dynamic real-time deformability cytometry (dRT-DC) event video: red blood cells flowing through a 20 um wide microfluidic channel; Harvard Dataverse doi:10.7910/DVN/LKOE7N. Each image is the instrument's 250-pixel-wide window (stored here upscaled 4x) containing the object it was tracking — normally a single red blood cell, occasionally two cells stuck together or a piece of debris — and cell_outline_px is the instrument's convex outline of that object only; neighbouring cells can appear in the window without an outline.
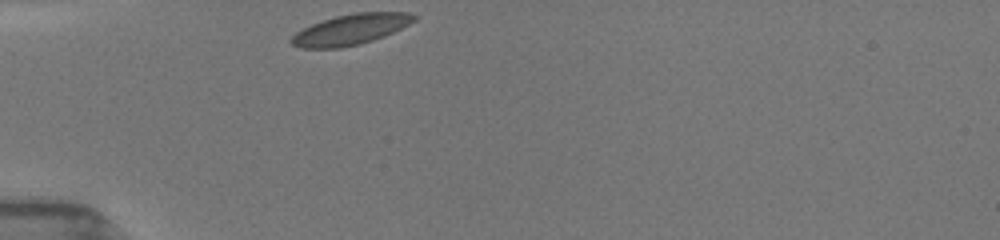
{"species": "common noctule bat (a hibernating species)", "species_latin": "Nyctalus noctula", "temperature_condition": "room temperature", "stored_images_in_passage": 21, "camera_frame_rate_fps": 3000, "um_per_image_px": 0.085, "animal": {"sex": "female", "body_mass_g": 19.5, "forearm_length_mm": 54.1}, "frame": {"image": 1, "passage_image": 1, "time_ms": 0.0, "image_size_px": [1000, 240], "cell_outline_px": [[416, 20], [384, 36], [360, 44], [340, 48], [300, 48], [292, 44], [288, 40], [296, 32], [312, 24], [336, 16], [356, 12], [408, 12], [416, 16]], "centroid_in_image_um": [29.78, 2.51], "position_along_channel_um": 55.2, "area_um2": 21.68}}
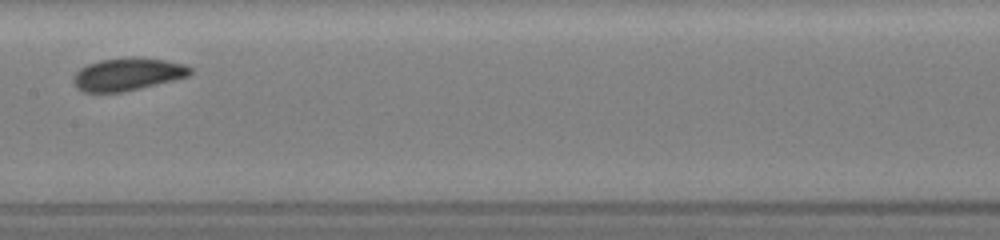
{"frame": {"image": 2, "passage_image": 10, "time_ms": 4.0, "image_size_px": [1000, 240], "cell_outline_px": [[192, 72], [188, 76], [124, 92], [84, 92], [76, 88], [72, 80], [72, 76], [80, 68], [88, 64], [100, 60], [132, 56], [136, 56], [164, 60], [184, 64], [192, 68]], "centroid_in_image_um": [10.81, 6.3], "position_along_channel_um": 196.6, "area_um2": 22.31}}
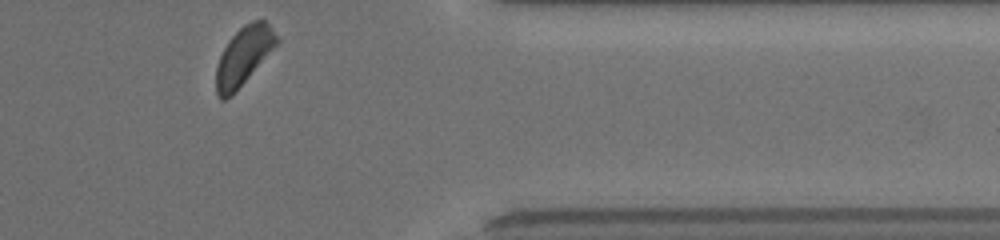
{"frame": {"image": 3, "passage_image": 21, "time_ms": 9.333, "image_size_px": [1000, 240], "cell_outline_px": [[280, 40], [232, 96], [224, 100], [220, 100], [216, 92], [216, 68], [220, 56], [224, 48], [232, 36], [244, 24], [252, 20], [264, 20], [268, 24]], "centroid_in_image_um": [20.68, 4.77], "position_along_channel_um": 390.7, "area_um2": 20.17}, "authors_computed_cell_mechanics": {"area_um2": 21.7328, "velocity_mm_per_s": 3.9073, "shape_relaxation_time_tau1_ms": 2.2891, "shape_relaxation_time_tau2_ms": null, "deformation_change_tau1": 0.0621, "deformation_change_tau2": null}}